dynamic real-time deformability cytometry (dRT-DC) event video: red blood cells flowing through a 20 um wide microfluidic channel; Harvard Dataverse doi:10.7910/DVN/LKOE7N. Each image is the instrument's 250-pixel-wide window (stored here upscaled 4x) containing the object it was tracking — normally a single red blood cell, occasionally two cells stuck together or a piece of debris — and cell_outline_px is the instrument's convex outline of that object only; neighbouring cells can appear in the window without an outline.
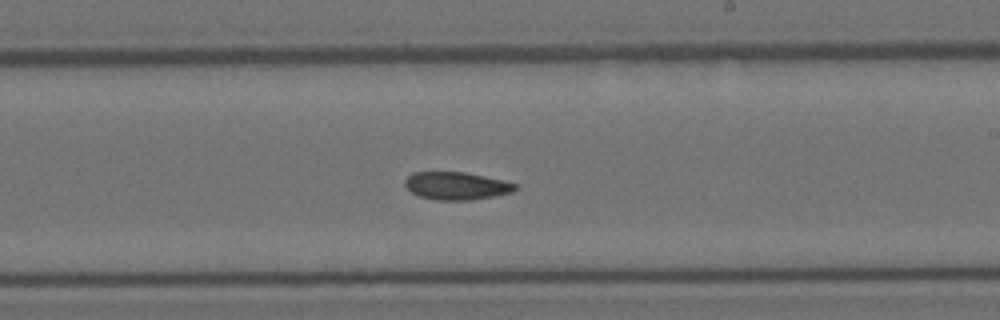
{"species": "Egyptian fruit bat (a non-hibernating species)", "species_latin": "Rousettus aegyptiacus", "temperature_condition": "room temperature", "stored_images_in_passage": 31, "camera_frame_rate_fps": 3000, "um_per_image_px": 0.085, "animal": {"sex": "female"}, "frame": {"image": 1, "passage_image": 18, "time_ms": 5.667, "image_size_px": [1000, 320], "cell_outline_px": [[520, 188], [512, 192], [472, 200], [436, 200], [420, 196], [412, 192], [404, 184], [404, 180], [412, 172], [464, 172], [504, 180], [520, 184]], "centroid_in_image_um": [38.84, 15.79], "position_along_channel_um": 250.2, "area_um2": 17.92}}
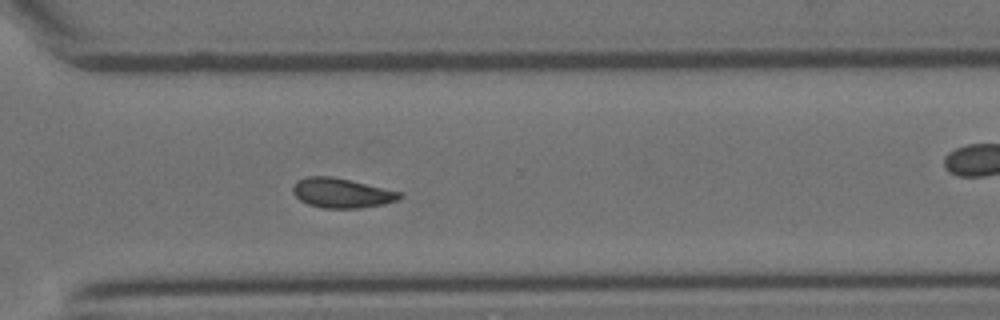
{"frame": {"image": 2, "passage_image": 22, "time_ms": 7.0, "image_size_px": [1000, 320], "cell_outline_px": [[404, 196], [396, 200], [384, 204], [360, 208], [324, 208], [308, 204], [300, 200], [292, 192], [292, 184], [296, 180], [308, 176], [332, 176], [404, 192]], "centroid_in_image_um": [29.04, 16.39], "position_along_channel_um": 341.6, "area_um2": 18.67}}